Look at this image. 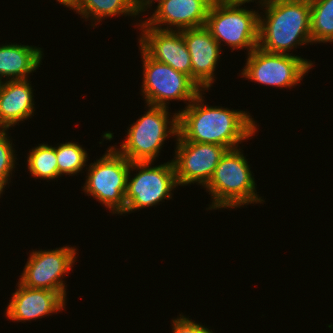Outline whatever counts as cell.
<instances>
[{
	"instance_id": "obj_7",
	"label": "cell",
	"mask_w": 333,
	"mask_h": 333,
	"mask_svg": "<svg viewBox=\"0 0 333 333\" xmlns=\"http://www.w3.org/2000/svg\"><path fill=\"white\" fill-rule=\"evenodd\" d=\"M152 165L153 162H131L130 171H139L134 177L129 171L125 194L126 209L122 214L172 199L171 191L178 187L173 162L170 160L157 166Z\"/></svg>"
},
{
	"instance_id": "obj_27",
	"label": "cell",
	"mask_w": 333,
	"mask_h": 333,
	"mask_svg": "<svg viewBox=\"0 0 333 333\" xmlns=\"http://www.w3.org/2000/svg\"><path fill=\"white\" fill-rule=\"evenodd\" d=\"M5 187L6 186L2 182H0V197H1V194H3Z\"/></svg>"
},
{
	"instance_id": "obj_16",
	"label": "cell",
	"mask_w": 333,
	"mask_h": 333,
	"mask_svg": "<svg viewBox=\"0 0 333 333\" xmlns=\"http://www.w3.org/2000/svg\"><path fill=\"white\" fill-rule=\"evenodd\" d=\"M28 79L2 81L0 85V130H8L34 116L33 88Z\"/></svg>"
},
{
	"instance_id": "obj_15",
	"label": "cell",
	"mask_w": 333,
	"mask_h": 333,
	"mask_svg": "<svg viewBox=\"0 0 333 333\" xmlns=\"http://www.w3.org/2000/svg\"><path fill=\"white\" fill-rule=\"evenodd\" d=\"M16 286L18 289L12 293V298L5 309V316L14 322L26 323L49 314H57L66 305V300L58 292L28 288L19 281Z\"/></svg>"
},
{
	"instance_id": "obj_1",
	"label": "cell",
	"mask_w": 333,
	"mask_h": 333,
	"mask_svg": "<svg viewBox=\"0 0 333 333\" xmlns=\"http://www.w3.org/2000/svg\"><path fill=\"white\" fill-rule=\"evenodd\" d=\"M201 92L184 109L178 110V131L186 141L219 144L234 149L257 132L249 112L204 104Z\"/></svg>"
},
{
	"instance_id": "obj_6",
	"label": "cell",
	"mask_w": 333,
	"mask_h": 333,
	"mask_svg": "<svg viewBox=\"0 0 333 333\" xmlns=\"http://www.w3.org/2000/svg\"><path fill=\"white\" fill-rule=\"evenodd\" d=\"M100 159L86 167L87 179L82 188L88 196L94 197L112 214L126 209L125 194L131 162L110 146Z\"/></svg>"
},
{
	"instance_id": "obj_12",
	"label": "cell",
	"mask_w": 333,
	"mask_h": 333,
	"mask_svg": "<svg viewBox=\"0 0 333 333\" xmlns=\"http://www.w3.org/2000/svg\"><path fill=\"white\" fill-rule=\"evenodd\" d=\"M140 48L153 60L167 64L192 79L191 56L181 31L139 26Z\"/></svg>"
},
{
	"instance_id": "obj_18",
	"label": "cell",
	"mask_w": 333,
	"mask_h": 333,
	"mask_svg": "<svg viewBox=\"0 0 333 333\" xmlns=\"http://www.w3.org/2000/svg\"><path fill=\"white\" fill-rule=\"evenodd\" d=\"M71 9H74L85 20L90 18L92 20L91 26L94 27L97 26V22L100 23L107 17L116 15L138 16L134 0H74Z\"/></svg>"
},
{
	"instance_id": "obj_3",
	"label": "cell",
	"mask_w": 333,
	"mask_h": 333,
	"mask_svg": "<svg viewBox=\"0 0 333 333\" xmlns=\"http://www.w3.org/2000/svg\"><path fill=\"white\" fill-rule=\"evenodd\" d=\"M240 147L228 149L215 168L209 183L204 187L212 200L208 210L240 208L244 205L263 203L257 194L256 183L249 162Z\"/></svg>"
},
{
	"instance_id": "obj_26",
	"label": "cell",
	"mask_w": 333,
	"mask_h": 333,
	"mask_svg": "<svg viewBox=\"0 0 333 333\" xmlns=\"http://www.w3.org/2000/svg\"><path fill=\"white\" fill-rule=\"evenodd\" d=\"M60 4L64 5L65 7L72 8L74 0H57Z\"/></svg>"
},
{
	"instance_id": "obj_11",
	"label": "cell",
	"mask_w": 333,
	"mask_h": 333,
	"mask_svg": "<svg viewBox=\"0 0 333 333\" xmlns=\"http://www.w3.org/2000/svg\"><path fill=\"white\" fill-rule=\"evenodd\" d=\"M175 148L172 162L178 186L196 183L204 187L211 180L215 168L228 150L219 144L186 141L179 133Z\"/></svg>"
},
{
	"instance_id": "obj_5",
	"label": "cell",
	"mask_w": 333,
	"mask_h": 333,
	"mask_svg": "<svg viewBox=\"0 0 333 333\" xmlns=\"http://www.w3.org/2000/svg\"><path fill=\"white\" fill-rule=\"evenodd\" d=\"M243 3H227L213 0L205 27L221 45L235 49H247L248 54L258 47L259 12L242 8ZM221 42H223L221 44Z\"/></svg>"
},
{
	"instance_id": "obj_2",
	"label": "cell",
	"mask_w": 333,
	"mask_h": 333,
	"mask_svg": "<svg viewBox=\"0 0 333 333\" xmlns=\"http://www.w3.org/2000/svg\"><path fill=\"white\" fill-rule=\"evenodd\" d=\"M260 7L265 9V15L259 16L260 49L269 53L292 54L288 52L294 47L313 43L310 0H268Z\"/></svg>"
},
{
	"instance_id": "obj_19",
	"label": "cell",
	"mask_w": 333,
	"mask_h": 333,
	"mask_svg": "<svg viewBox=\"0 0 333 333\" xmlns=\"http://www.w3.org/2000/svg\"><path fill=\"white\" fill-rule=\"evenodd\" d=\"M313 43H333V0H310Z\"/></svg>"
},
{
	"instance_id": "obj_23",
	"label": "cell",
	"mask_w": 333,
	"mask_h": 333,
	"mask_svg": "<svg viewBox=\"0 0 333 333\" xmlns=\"http://www.w3.org/2000/svg\"><path fill=\"white\" fill-rule=\"evenodd\" d=\"M172 322V332L173 333H213L212 330L196 323L188 316L179 315L178 318L171 321Z\"/></svg>"
},
{
	"instance_id": "obj_13",
	"label": "cell",
	"mask_w": 333,
	"mask_h": 333,
	"mask_svg": "<svg viewBox=\"0 0 333 333\" xmlns=\"http://www.w3.org/2000/svg\"><path fill=\"white\" fill-rule=\"evenodd\" d=\"M212 2L213 0H165L156 6L155 12L147 20L140 21L141 24L137 26L175 31L203 27Z\"/></svg>"
},
{
	"instance_id": "obj_14",
	"label": "cell",
	"mask_w": 333,
	"mask_h": 333,
	"mask_svg": "<svg viewBox=\"0 0 333 333\" xmlns=\"http://www.w3.org/2000/svg\"><path fill=\"white\" fill-rule=\"evenodd\" d=\"M191 56L192 80L204 91L213 83L221 47L205 27L180 30ZM217 65V66H216Z\"/></svg>"
},
{
	"instance_id": "obj_8",
	"label": "cell",
	"mask_w": 333,
	"mask_h": 333,
	"mask_svg": "<svg viewBox=\"0 0 333 333\" xmlns=\"http://www.w3.org/2000/svg\"><path fill=\"white\" fill-rule=\"evenodd\" d=\"M143 60L142 95L147 105L166 107L169 101H188L189 105L201 92L186 74L150 58L140 47Z\"/></svg>"
},
{
	"instance_id": "obj_20",
	"label": "cell",
	"mask_w": 333,
	"mask_h": 333,
	"mask_svg": "<svg viewBox=\"0 0 333 333\" xmlns=\"http://www.w3.org/2000/svg\"><path fill=\"white\" fill-rule=\"evenodd\" d=\"M27 158V168L36 179L53 180L58 178V164L56 157V147L41 143L29 151Z\"/></svg>"
},
{
	"instance_id": "obj_10",
	"label": "cell",
	"mask_w": 333,
	"mask_h": 333,
	"mask_svg": "<svg viewBox=\"0 0 333 333\" xmlns=\"http://www.w3.org/2000/svg\"><path fill=\"white\" fill-rule=\"evenodd\" d=\"M77 250L63 246L53 250L31 251L19 282L28 288L58 292L67 300L66 283L62 278L72 269Z\"/></svg>"
},
{
	"instance_id": "obj_24",
	"label": "cell",
	"mask_w": 333,
	"mask_h": 333,
	"mask_svg": "<svg viewBox=\"0 0 333 333\" xmlns=\"http://www.w3.org/2000/svg\"><path fill=\"white\" fill-rule=\"evenodd\" d=\"M156 1H158L157 3L160 4L165 0H134L137 15L139 16L142 12L144 13L148 8H151L153 2L155 3Z\"/></svg>"
},
{
	"instance_id": "obj_25",
	"label": "cell",
	"mask_w": 333,
	"mask_h": 333,
	"mask_svg": "<svg viewBox=\"0 0 333 333\" xmlns=\"http://www.w3.org/2000/svg\"><path fill=\"white\" fill-rule=\"evenodd\" d=\"M223 2H227V3H243L245 4L246 2L247 3H250V2H256V0H221ZM268 0H259V4L262 5V4H265Z\"/></svg>"
},
{
	"instance_id": "obj_4",
	"label": "cell",
	"mask_w": 333,
	"mask_h": 333,
	"mask_svg": "<svg viewBox=\"0 0 333 333\" xmlns=\"http://www.w3.org/2000/svg\"><path fill=\"white\" fill-rule=\"evenodd\" d=\"M148 111L127 129L120 148L113 147L130 162H153L166 138L178 136V112L170 116L166 107L146 105ZM172 117V118H169ZM170 126V127H169Z\"/></svg>"
},
{
	"instance_id": "obj_21",
	"label": "cell",
	"mask_w": 333,
	"mask_h": 333,
	"mask_svg": "<svg viewBox=\"0 0 333 333\" xmlns=\"http://www.w3.org/2000/svg\"><path fill=\"white\" fill-rule=\"evenodd\" d=\"M56 157L60 177L61 175H77L87 166V151L78 143H61L56 147Z\"/></svg>"
},
{
	"instance_id": "obj_22",
	"label": "cell",
	"mask_w": 333,
	"mask_h": 333,
	"mask_svg": "<svg viewBox=\"0 0 333 333\" xmlns=\"http://www.w3.org/2000/svg\"><path fill=\"white\" fill-rule=\"evenodd\" d=\"M8 130H0V182L5 186L9 185L12 177V171L15 168V150L12 140L8 137Z\"/></svg>"
},
{
	"instance_id": "obj_9",
	"label": "cell",
	"mask_w": 333,
	"mask_h": 333,
	"mask_svg": "<svg viewBox=\"0 0 333 333\" xmlns=\"http://www.w3.org/2000/svg\"><path fill=\"white\" fill-rule=\"evenodd\" d=\"M246 60L241 78L279 88L298 85L314 64L298 55L269 53L259 47Z\"/></svg>"
},
{
	"instance_id": "obj_17",
	"label": "cell",
	"mask_w": 333,
	"mask_h": 333,
	"mask_svg": "<svg viewBox=\"0 0 333 333\" xmlns=\"http://www.w3.org/2000/svg\"><path fill=\"white\" fill-rule=\"evenodd\" d=\"M42 48L22 44H4L0 46V80H24L34 72L42 62Z\"/></svg>"
}]
</instances>
